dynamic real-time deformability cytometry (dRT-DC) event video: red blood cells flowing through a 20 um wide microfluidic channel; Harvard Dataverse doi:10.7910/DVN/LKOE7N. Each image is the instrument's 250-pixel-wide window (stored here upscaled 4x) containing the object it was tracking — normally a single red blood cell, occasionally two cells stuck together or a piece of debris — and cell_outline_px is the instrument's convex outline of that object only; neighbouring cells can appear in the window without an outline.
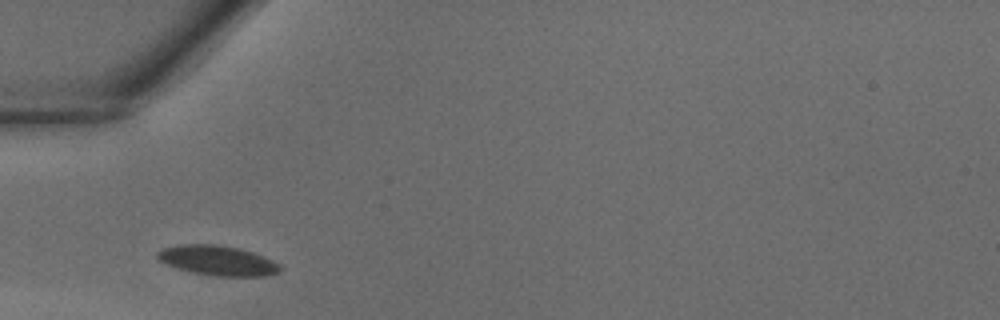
{"species": "common noctule bat (a hibernating species)", "species_latin": "Nyctalus noctula", "temperature_condition": "warm", "stored_images_in_passage": 20, "camera_frame_rate_fps": 3000, "um_per_image_px": 0.085, "animal": {"sex": "male", "body_mass_g": 18.8}, "frame": {"image": 1, "passage_image": 1, "time_ms": 0.0, "image_size_px": [1000, 320], "cell_outline_px": [[280, 272], [264, 276], [212, 276], [192, 272], [176, 268], [164, 264], [156, 260], [156, 252], [160, 248], [180, 244], [216, 244], [240, 248], [264, 256], [280, 264]], "centroid_in_image_um": [18.43, 22.13], "position_along_channel_um": 66.6, "area_um2": 21.73}}
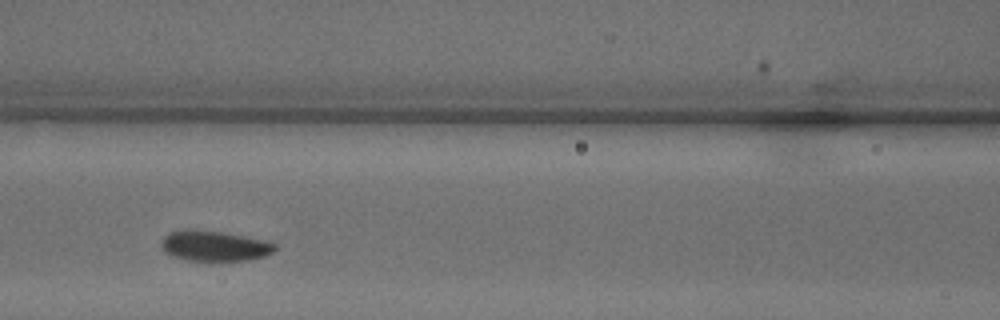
{"frame": {"image": 2, "passage_image": 6, "time_ms": 1.667, "image_size_px": [1000, 320], "cell_outline_px": [[276, 248], [272, 252], [264, 256], [248, 260], [184, 260], [172, 256], [164, 252], [160, 248], [160, 240], [168, 232], [188, 228], [196, 228], [224, 232], [272, 240], [276, 244]], "centroid_in_image_um": [18.2, 20.86], "position_along_channel_um": 148.4, "area_um2": 20.81}}
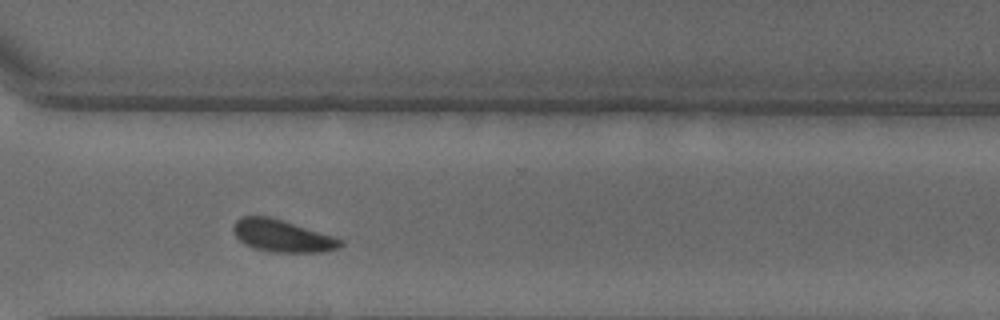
{"frame": {"image": 3, "passage_image": 18, "time_ms": 5.667, "image_size_px": [1000, 320], "cell_outline_px": [[344, 244], [340, 248], [324, 252], [268, 252], [244, 244], [232, 232], [232, 228], [236, 220], [240, 216], [268, 216], [284, 220], [344, 240]], "centroid_in_image_um": [23.99, 20.05], "position_along_channel_um": 346.6, "area_um2": 20.23}}